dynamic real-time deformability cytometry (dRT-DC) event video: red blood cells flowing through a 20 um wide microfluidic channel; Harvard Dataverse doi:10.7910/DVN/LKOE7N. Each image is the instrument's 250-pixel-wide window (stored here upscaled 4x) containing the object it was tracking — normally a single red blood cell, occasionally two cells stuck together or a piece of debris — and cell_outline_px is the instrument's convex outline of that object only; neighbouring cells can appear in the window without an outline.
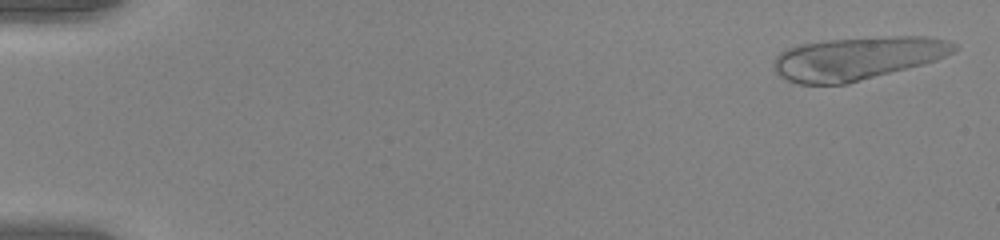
{"species": "human", "species_latin": "Homo sapiens", "temperature_condition": "warm", "stored_images_in_passage": 51, "camera_frame_rate_fps": 3000, "um_per_image_px": 0.085, "donor": {"sex": "female"}, "frame": {"image": 1, "passage_image": 2, "time_ms": 0.333, "image_size_px": [1000, 240], "cell_outline_px": [[956, 52], [936, 60], [848, 84], [800, 84], [788, 80], [780, 76], [776, 72], [772, 64], [776, 56], [780, 52], [796, 44], [824, 40], [892, 36], [928, 36], [948, 40], [956, 44]], "centroid_in_image_um": [72.87, 4.94], "position_along_channel_um": 12.1, "area_um2": 45.43}}
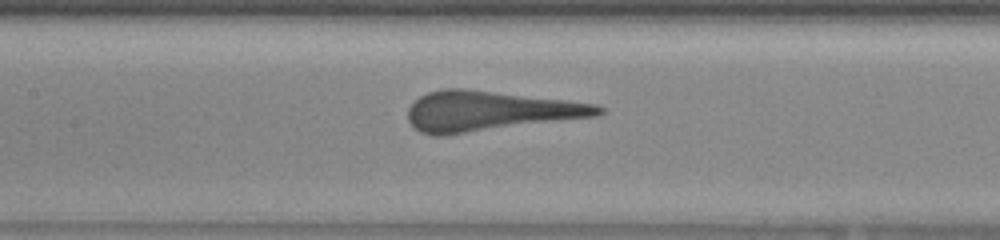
{"frame": {"image": 2, "passage_image": 25, "time_ms": 8.0, "image_size_px": [1000, 240], "cell_outline_px": [[604, 112], [596, 116], [444, 136], [432, 136], [420, 132], [412, 128], [408, 120], [408, 108], [420, 96], [428, 92], [444, 88], [464, 88], [564, 100], [596, 104], [604, 108]], "centroid_in_image_um": [41.55, 9.45], "position_along_channel_um": 165.8, "area_um2": 44.45}}
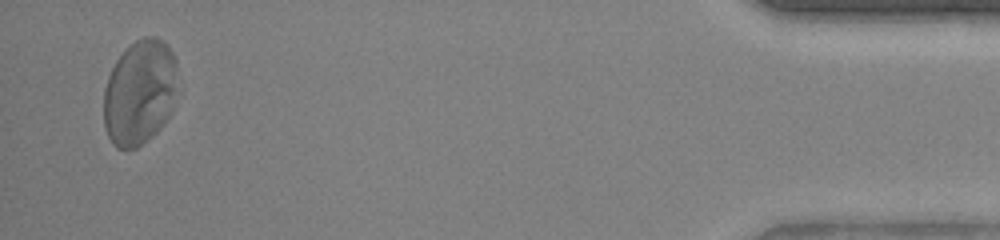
{"frame": {"image": 3, "passage_image": 50, "time_ms": 16.333, "image_size_px": [1000, 240], "cell_outline_px": [[184, 88], [164, 124], [152, 136], [136, 148], [116, 148], [112, 144], [104, 128], [104, 88], [108, 76], [116, 60], [136, 40], [144, 36], [156, 36], [168, 44], [176, 60]], "centroid_in_image_um": [11.97, 7.84], "position_along_channel_um": 423.2, "area_um2": 46.88}}